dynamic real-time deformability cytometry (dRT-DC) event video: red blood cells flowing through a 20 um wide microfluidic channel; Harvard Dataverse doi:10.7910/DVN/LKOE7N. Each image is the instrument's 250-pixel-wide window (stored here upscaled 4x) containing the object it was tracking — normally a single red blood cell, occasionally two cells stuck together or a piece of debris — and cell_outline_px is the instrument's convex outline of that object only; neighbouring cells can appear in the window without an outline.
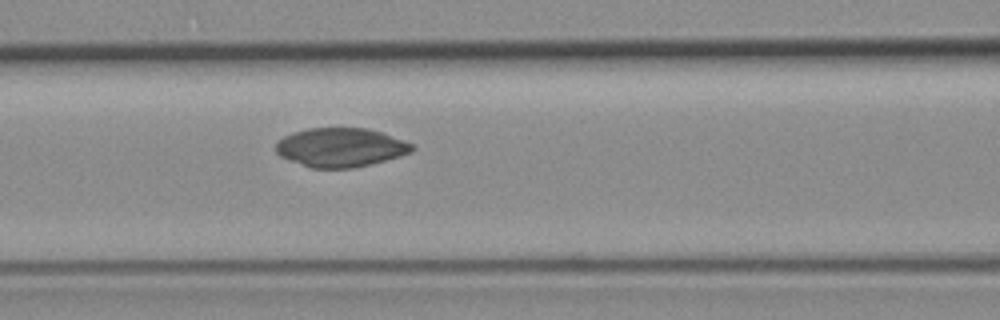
{"species": "common noctule bat (a hibernating species)", "species_latin": "Nyctalus noctula", "temperature_condition": "room temperature", "stored_images_in_passage": 35, "camera_frame_rate_fps": 3000, "um_per_image_px": 0.085, "animal": {"sex": "female", "body_mass_g": 19.3, "forearm_length_mm": 54.1}, "frame": {"image": 1, "passage_image": 8, "time_ms": 2.333, "image_size_px": [1000, 320], "cell_outline_px": [[416, 148], [412, 152], [400, 156], [352, 168], [312, 168], [280, 156], [276, 152], [276, 144], [284, 136], [292, 132], [308, 128], [368, 128], [404, 140], [412, 144]], "centroid_in_image_um": [28.96, 12.52], "position_along_channel_um": 137.6, "area_um2": 30.69}}
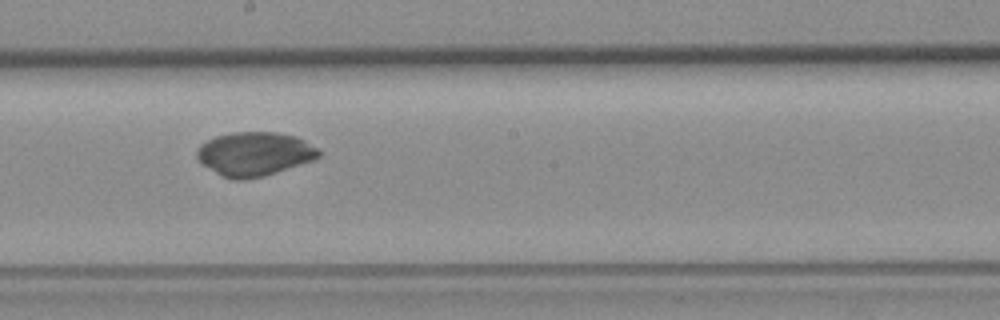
{"frame": {"image": 2, "passage_image": 15, "time_ms": 4.667, "image_size_px": [1000, 320], "cell_outline_px": [[320, 156], [312, 160], [264, 176], [244, 180], [232, 180], [216, 172], [204, 164], [196, 156], [196, 152], [200, 144], [216, 136], [232, 132], [276, 132], [296, 136], [304, 140], [316, 148], [320, 152]], "centroid_in_image_um": [21.62, 13.07], "position_along_channel_um": 226.6, "area_um2": 30.81}}
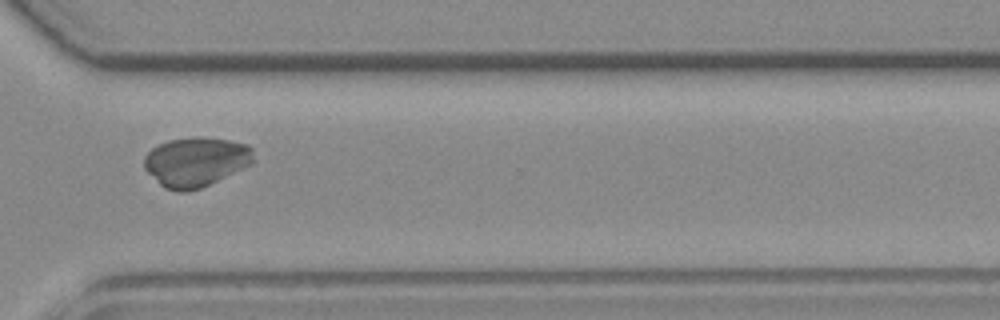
{"frame": {"image": 3, "passage_image": 25, "time_ms": 8.0, "image_size_px": [1000, 320], "cell_outline_px": [[252, 164], [200, 188], [184, 192], [180, 192], [164, 188], [144, 168], [144, 156], [152, 148], [168, 140], [192, 136], [200, 136], [228, 140], [248, 144], [252, 148]], "centroid_in_image_um": [16.63, 13.74], "position_along_channel_um": 354.0, "area_um2": 31.44}}